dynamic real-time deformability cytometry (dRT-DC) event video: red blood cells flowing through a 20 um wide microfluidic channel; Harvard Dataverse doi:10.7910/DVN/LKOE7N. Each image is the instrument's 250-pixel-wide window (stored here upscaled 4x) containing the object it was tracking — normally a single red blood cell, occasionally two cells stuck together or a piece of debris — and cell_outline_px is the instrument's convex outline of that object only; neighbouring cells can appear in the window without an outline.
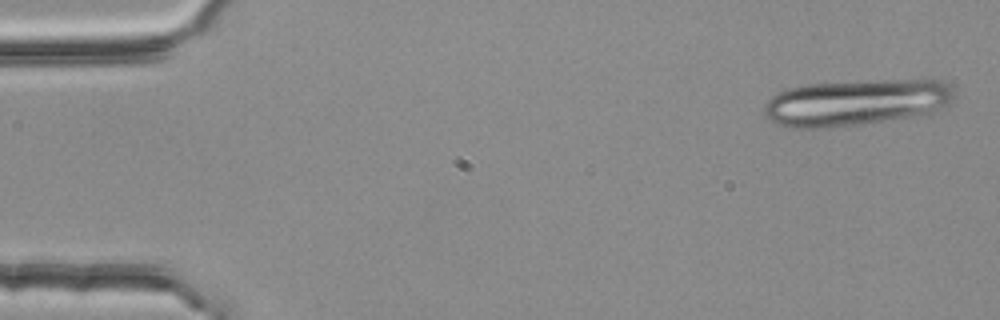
{"species": "common noctule bat (a hibernating species)", "species_latin": "Nyctalus noctula", "temperature_condition": "room temperature", "stored_images_in_passage": 4, "camera_frame_rate_fps": 3000, "um_per_image_px": 0.085, "animal": {"sex": "female", "body_mass_g": 25.1}, "frame": {"image": 1, "passage_image": 1, "time_ms": 0.0, "image_size_px": [1000, 320], "cell_outline_px": [[956, 88], [952, 100], [948, 104], [932, 116], [832, 128], [788, 128], [776, 124], [768, 120], [764, 112], [764, 104], [776, 92], [788, 88], [808, 84], [872, 80], [944, 80], [952, 84]], "centroid_in_image_um": [72.85, 8.74], "position_along_channel_um": 12.1, "area_um2": 53.06}}